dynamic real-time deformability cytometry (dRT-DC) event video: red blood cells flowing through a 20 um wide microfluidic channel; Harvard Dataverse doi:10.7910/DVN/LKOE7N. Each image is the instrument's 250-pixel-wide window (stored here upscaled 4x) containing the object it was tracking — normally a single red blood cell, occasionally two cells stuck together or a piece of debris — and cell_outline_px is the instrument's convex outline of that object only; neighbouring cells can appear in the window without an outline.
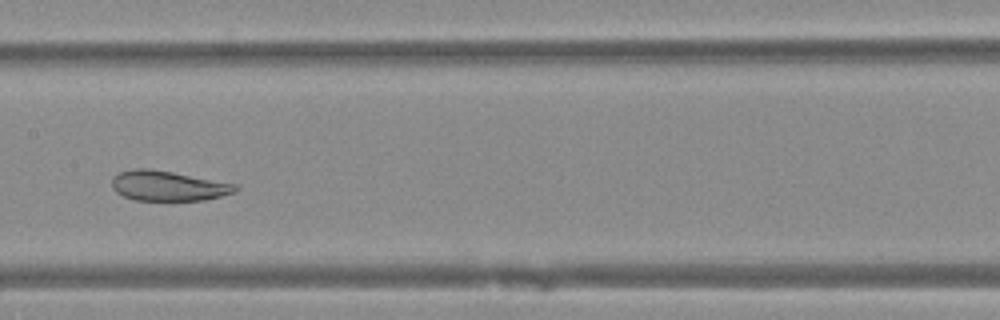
{"species": "Egyptian fruit bat (a non-hibernating species)", "species_latin": "Rousettus aegyptiacus", "temperature_condition": "warm", "stored_images_in_passage": 44, "camera_frame_rate_fps": 3000, "um_per_image_px": 0.085, "animal": {"sex": "female"}, "frame": {"image": 1, "passage_image": 18, "time_ms": 5.667, "image_size_px": [1000, 320], "cell_outline_px": [[240, 188], [236, 192], [204, 200], [168, 204], [136, 200], [124, 196], [116, 192], [112, 188], [112, 176], [120, 172], [136, 168], [148, 168], [172, 172], [236, 184]], "centroid_in_image_um": [14.28, 15.85], "position_along_channel_um": 193.1, "area_um2": 22.48}}
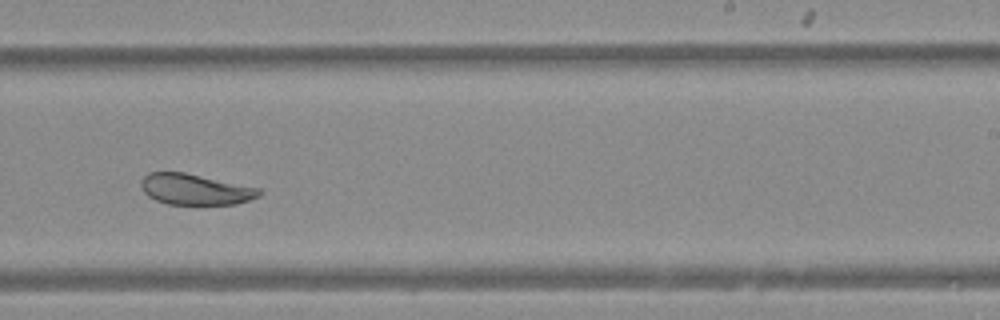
{"frame": {"image": 2, "passage_image": 24, "time_ms": 7.667, "image_size_px": [1000, 320], "cell_outline_px": [[264, 192], [260, 196], [236, 204], [168, 204], [156, 200], [148, 196], [144, 192], [140, 184], [144, 176], [148, 172], [184, 172], [260, 188]], "centroid_in_image_um": [16.61, 16.09], "position_along_channel_um": 272.4, "area_um2": 21.21}}
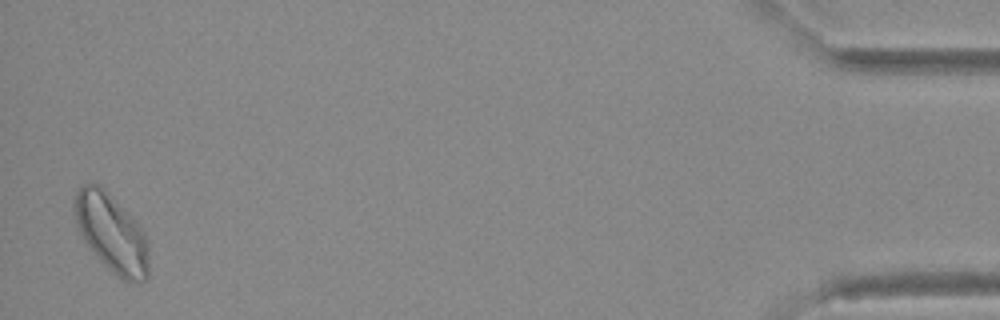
{"frame": {"image": 3, "passage_image": 42, "time_ms": 13.667, "image_size_px": [1000, 320], "cell_outline_px": [[148, 276], [140, 284], [132, 284], [124, 280], [104, 264], [100, 260], [84, 240], [76, 224], [72, 204], [72, 196], [84, 184], [100, 184], [136, 220], [144, 232], [148, 240]], "centroid_in_image_um": [9.49, 19.8], "position_along_channel_um": 425.7, "area_um2": 34.1}}